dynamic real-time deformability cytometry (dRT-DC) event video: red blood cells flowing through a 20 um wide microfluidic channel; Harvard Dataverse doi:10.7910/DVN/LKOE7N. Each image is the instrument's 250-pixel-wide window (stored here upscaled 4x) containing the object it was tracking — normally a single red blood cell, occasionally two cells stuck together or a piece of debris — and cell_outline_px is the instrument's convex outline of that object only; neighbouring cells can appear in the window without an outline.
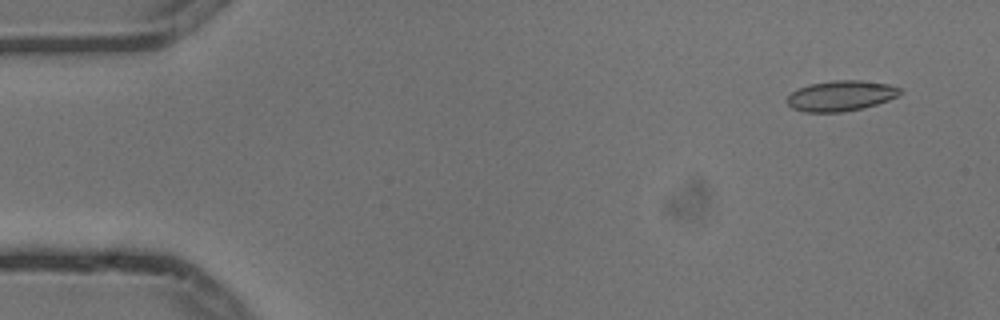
{"species": "common noctule bat (a hibernating species)", "species_latin": "Nyctalus noctula", "temperature_condition": "cold", "stored_images_in_passage": 6, "camera_frame_rate_fps": 3000, "um_per_image_px": 0.085, "animal": {"sex": "male", "body_mass_g": 13.3}, "frame": {"image": 1, "passage_image": 1, "time_ms": 0.0, "image_size_px": [1000, 320], "cell_outline_px": [[900, 92], [896, 96], [888, 100], [864, 108], [840, 112], [804, 112], [792, 108], [788, 104], [788, 96], [792, 92], [808, 84], [832, 80], [860, 80], [888, 84], [900, 88]], "centroid_in_image_um": [71.45, 8.14], "position_along_channel_um": 13.5, "area_um2": 19.88}}
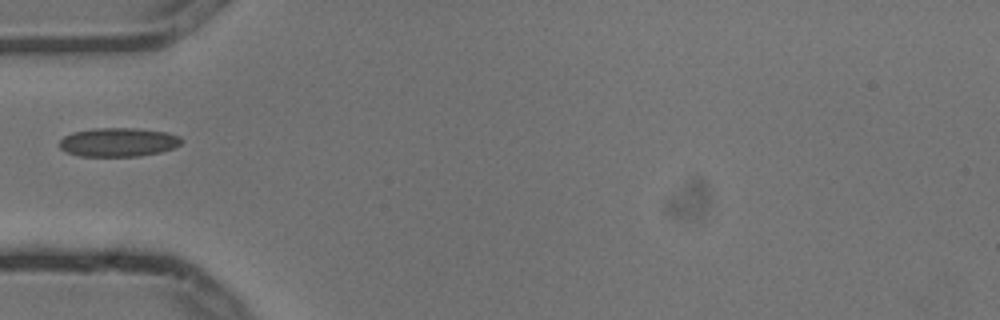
{"frame": {"image": 2, "passage_image": 5, "time_ms": 1.333, "image_size_px": [1000, 320], "cell_outline_px": [[184, 140], [180, 144], [172, 148], [160, 152], [140, 156], [80, 156], [68, 152], [60, 148], [60, 140], [64, 136], [72, 132], [96, 128], [136, 128], [168, 132], [180, 136]], "centroid_in_image_um": [10.08, 12.08], "position_along_channel_um": 74.9, "area_um2": 20.52}}
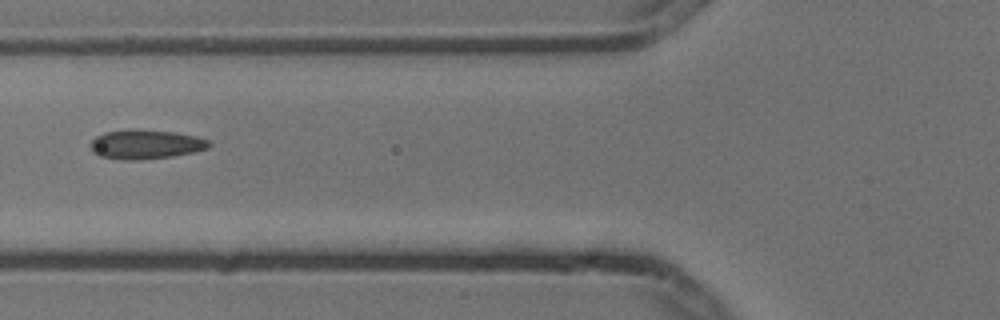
{"frame": {"image": 3, "passage_image": 6, "time_ms": 1.667, "image_size_px": [1000, 320], "cell_outline_px": [[212, 144], [208, 148], [192, 152], [172, 156], [140, 160], [124, 160], [100, 156], [92, 152], [88, 144], [96, 136], [104, 132], [176, 132], [196, 136], [208, 140]], "centroid_in_image_um": [12.38, 12.32], "position_along_channel_um": 113.4, "area_um2": 19.48}}